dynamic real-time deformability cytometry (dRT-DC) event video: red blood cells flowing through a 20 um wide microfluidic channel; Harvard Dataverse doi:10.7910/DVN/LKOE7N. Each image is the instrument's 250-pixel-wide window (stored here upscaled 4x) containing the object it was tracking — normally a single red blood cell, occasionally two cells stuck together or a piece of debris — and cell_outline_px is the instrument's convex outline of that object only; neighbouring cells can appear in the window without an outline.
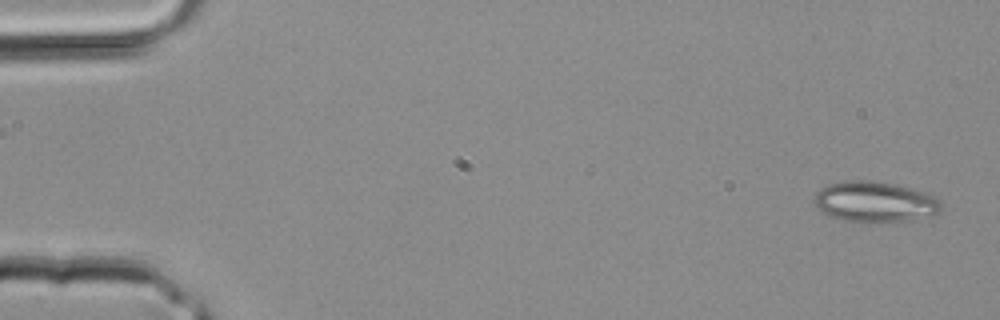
{"species": "common noctule bat (a hibernating species)", "species_latin": "Nyctalus noctula", "temperature_condition": "room temperature", "stored_images_in_passage": 4, "camera_frame_rate_fps": 3000, "um_per_image_px": 0.085, "animal": {"sex": "male", "body_mass_g": 20.4}, "frame": {"image": 1, "passage_image": 1, "time_ms": 0.0, "image_size_px": [1000, 320], "cell_outline_px": [[940, 212], [932, 216], [908, 220], [848, 220], [832, 216], [824, 212], [816, 204], [816, 192], [820, 188], [828, 184], [844, 180], [872, 180], [892, 184], [924, 192], [936, 196], [940, 200]], "centroid_in_image_um": [74.4, 17.11], "position_along_channel_um": 10.6, "area_um2": 29.13}}